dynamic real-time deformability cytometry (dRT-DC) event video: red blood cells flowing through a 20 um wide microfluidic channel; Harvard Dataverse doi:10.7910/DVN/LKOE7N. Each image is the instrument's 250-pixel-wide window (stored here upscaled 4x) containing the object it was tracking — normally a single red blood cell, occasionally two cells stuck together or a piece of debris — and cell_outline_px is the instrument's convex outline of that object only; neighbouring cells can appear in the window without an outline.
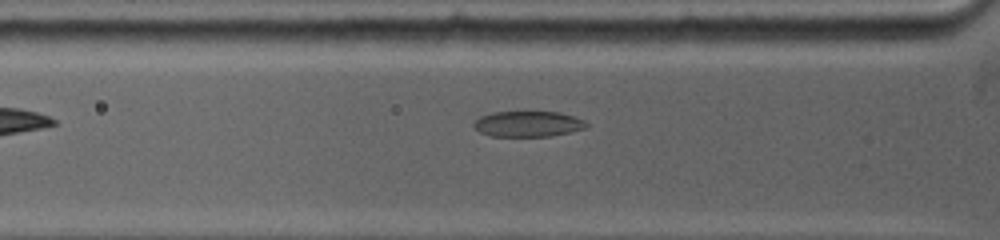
{"species": "common noctule bat (a hibernating species)", "species_latin": "Nyctalus noctula", "temperature_condition": "warm", "stored_images_in_passage": 47, "camera_frame_rate_fps": 5000, "um_per_image_px": 0.085, "animal": {"sex": "female", "body_mass_g": 19.0, "forearm_length_mm": 53.3}, "frame": {"image": 1, "passage_image": 2, "time_ms": 0.4, "image_size_px": [1000, 240], "cell_outline_px": [[588, 128], [572, 132], [552, 136], [492, 136], [480, 132], [472, 124], [480, 116], [492, 112], [560, 112], [576, 116], [584, 120], [588, 124]], "centroid_in_image_um": [44.94, 10.53], "position_along_channel_um": 80.9, "area_um2": 16.99}}
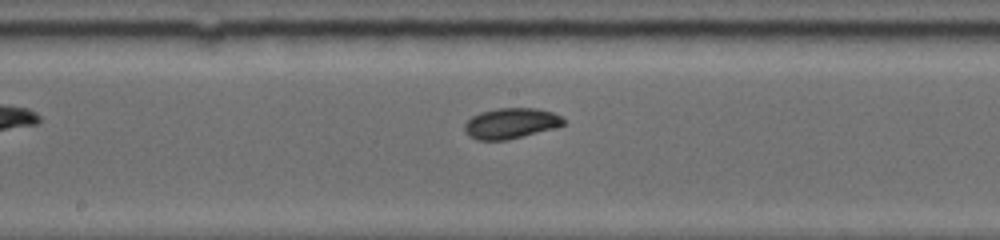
{"frame": {"image": 2, "passage_image": 16, "time_ms": 3.6, "image_size_px": [1000, 240], "cell_outline_px": [[564, 124], [560, 128], [508, 140], [476, 140], [468, 136], [464, 132], [464, 124], [472, 116], [480, 112], [496, 108], [536, 108], [552, 112], [560, 116], [564, 120]], "centroid_in_image_um": [43.43, 10.5], "position_along_channel_um": 204.8, "area_um2": 18.03}}
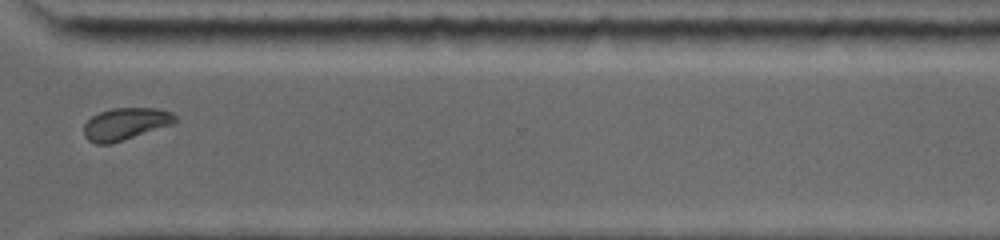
{"frame": {"image": 3, "passage_image": 34, "time_ms": 7.6, "image_size_px": [1000, 240], "cell_outline_px": [[176, 120], [172, 124], [112, 144], [96, 144], [88, 140], [84, 136], [84, 124], [92, 116], [100, 112], [112, 108], [160, 108], [172, 112], [176, 116]], "centroid_in_image_um": [10.65, 10.53], "position_along_channel_um": 359.9, "area_um2": 17.11}}